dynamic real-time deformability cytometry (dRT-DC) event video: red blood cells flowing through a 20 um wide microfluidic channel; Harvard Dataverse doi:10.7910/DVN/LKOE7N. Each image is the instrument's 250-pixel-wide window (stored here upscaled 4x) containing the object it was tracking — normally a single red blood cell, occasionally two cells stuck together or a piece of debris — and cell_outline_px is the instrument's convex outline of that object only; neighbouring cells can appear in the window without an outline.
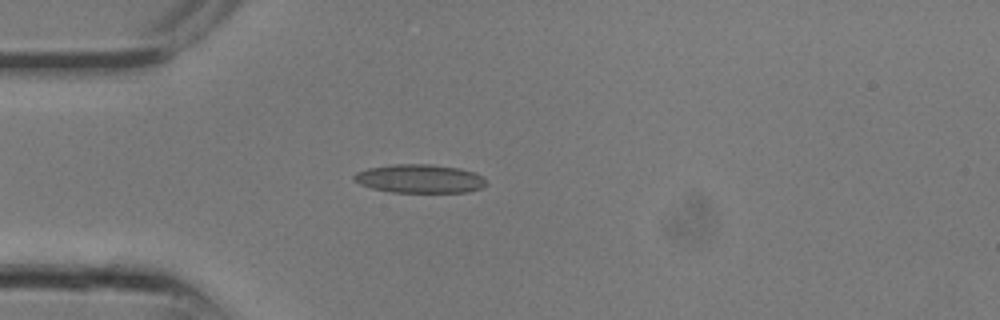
{"species": "common noctule bat (a hibernating species)", "species_latin": "Nyctalus noctula", "temperature_condition": "room temperature", "stored_images_in_passage": 11, "camera_frame_rate_fps": 3000, "um_per_image_px": 0.085, "animal": {"sex": "male", "body_mass_g": 13.3}, "frame": {"image": 1, "passage_image": 7, "time_ms": 2.0, "image_size_px": [1000, 320], "cell_outline_px": [[488, 184], [480, 188], [468, 192], [392, 192], [372, 188], [360, 184], [352, 180], [352, 176], [356, 172], [368, 168], [396, 164], [428, 164], [460, 168], [476, 172], [488, 180]], "centroid_in_image_um": [35.7, 15.19], "position_along_channel_um": 49.3, "area_um2": 22.2}}
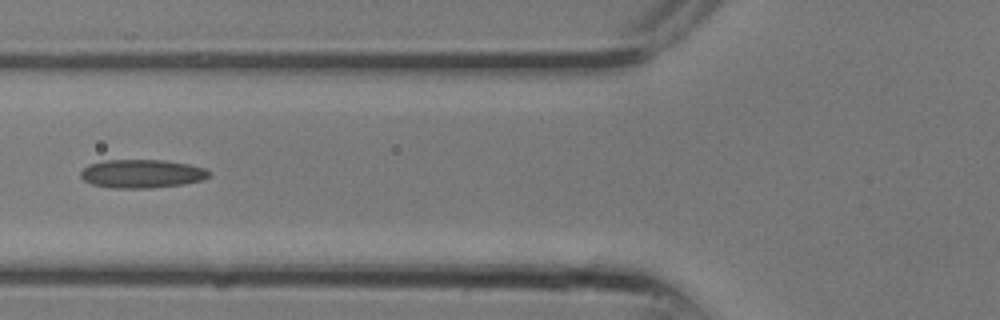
{"frame": {"image": 2, "passage_image": 10, "time_ms": 3.0, "image_size_px": [1000, 320], "cell_outline_px": [[212, 176], [204, 180], [184, 184], [152, 188], [112, 188], [92, 184], [84, 180], [80, 176], [80, 172], [88, 164], [104, 160], [164, 160], [188, 164], [204, 168]], "centroid_in_image_um": [12.06, 14.77], "position_along_channel_um": 113.7, "area_um2": 21.44}}